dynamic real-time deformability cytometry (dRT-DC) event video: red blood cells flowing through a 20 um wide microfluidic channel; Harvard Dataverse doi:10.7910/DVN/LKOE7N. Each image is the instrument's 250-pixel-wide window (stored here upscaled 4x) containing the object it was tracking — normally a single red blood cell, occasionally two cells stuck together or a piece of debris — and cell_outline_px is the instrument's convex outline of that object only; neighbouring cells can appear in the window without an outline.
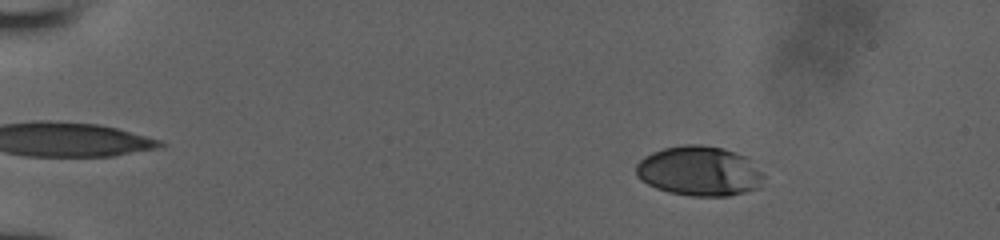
{"species": "human", "species_latin": "Homo sapiens", "temperature_condition": "room temperature", "stored_images_in_passage": 53, "camera_frame_rate_fps": 3000, "um_per_image_px": 0.085, "donor": {"sex": "male"}, "frame": {"image": 1, "passage_image": 9, "time_ms": 2.667, "image_size_px": [1000, 240], "cell_outline_px": [[764, 176], [760, 188], [728, 196], [688, 196], [668, 192], [656, 188], [640, 180], [636, 176], [636, 164], [644, 156], [652, 152], [664, 148], [684, 144], [700, 144], [724, 148], [744, 156]], "centroid_in_image_um": [59.4, 14.55], "position_along_channel_um": 25.6, "area_um2": 37.05}}
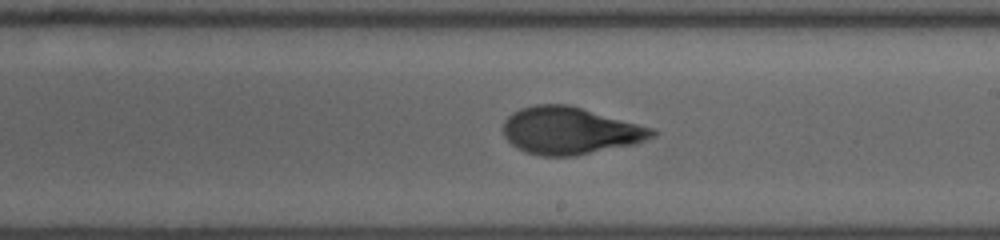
{"frame": {"image": 2, "passage_image": 33, "time_ms": 10.667, "image_size_px": [1000, 240], "cell_outline_px": [[660, 132], [656, 136], [636, 144], [576, 156], [540, 156], [524, 152], [516, 148], [504, 136], [504, 120], [512, 112], [520, 108], [532, 104], [568, 104], [656, 128]], "centroid_in_image_um": [48.5, 11.11], "position_along_channel_um": 240.5, "area_um2": 41.67}}
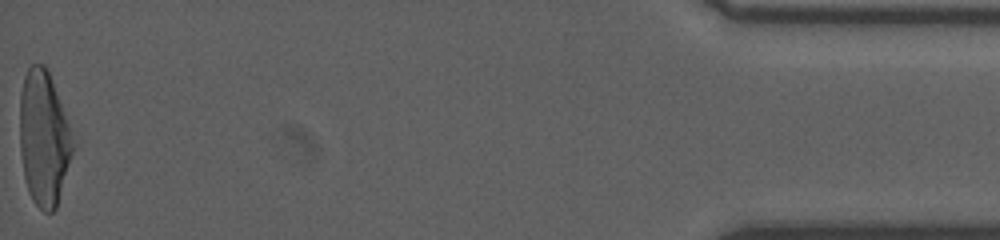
{"frame": {"image": 3, "passage_image": 53, "time_ms": 17.333, "image_size_px": [1000, 240], "cell_outline_px": [[72, 152], [56, 208], [52, 212], [44, 212], [32, 200], [28, 192], [24, 176], [20, 152], [20, 92], [24, 76], [28, 68], [32, 64], [44, 64], [52, 80], [68, 124], [72, 144]], "centroid_in_image_um": [3.68, 11.75], "position_along_channel_um": 431.5, "area_um2": 40.92}}